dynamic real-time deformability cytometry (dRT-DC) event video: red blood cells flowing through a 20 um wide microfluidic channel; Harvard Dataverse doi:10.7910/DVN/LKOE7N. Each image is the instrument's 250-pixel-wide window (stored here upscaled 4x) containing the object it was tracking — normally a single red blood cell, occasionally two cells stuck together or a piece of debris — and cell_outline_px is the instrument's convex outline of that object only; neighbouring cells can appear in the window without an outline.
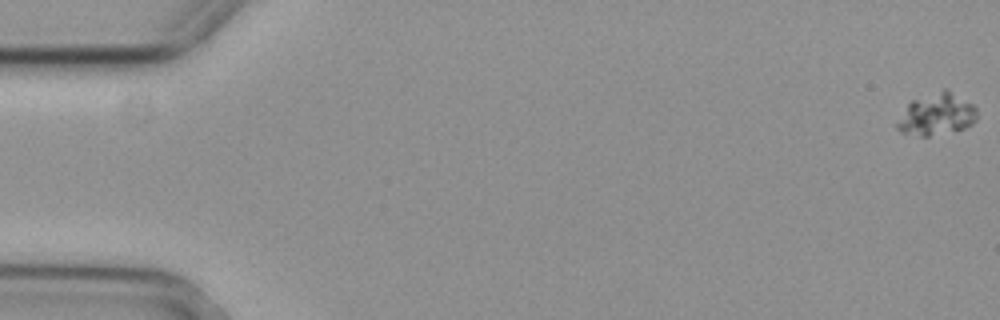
{"species": "common noctule bat (a hibernating species)", "species_latin": "Nyctalus noctula", "temperature_condition": "cold", "stored_images_in_passage": 4, "camera_frame_rate_fps": 3000, "um_per_image_px": 0.085, "animal": {"sex": "female", "body_mass_g": 29.2, "forearm_length_mm": 56.3}, "frame": {"image": 1, "passage_image": 1, "time_ms": 0.0, "image_size_px": [1000, 320], "cell_outline_px": [[976, 120], [972, 124], [964, 128], [928, 136], [920, 136], [900, 132], [896, 128], [896, 124], [908, 104], [912, 100], [944, 88], [948, 88], [972, 104], [976, 108]], "centroid_in_image_um": [79.62, 9.7], "position_along_channel_um": 5.4, "area_um2": 19.31}}